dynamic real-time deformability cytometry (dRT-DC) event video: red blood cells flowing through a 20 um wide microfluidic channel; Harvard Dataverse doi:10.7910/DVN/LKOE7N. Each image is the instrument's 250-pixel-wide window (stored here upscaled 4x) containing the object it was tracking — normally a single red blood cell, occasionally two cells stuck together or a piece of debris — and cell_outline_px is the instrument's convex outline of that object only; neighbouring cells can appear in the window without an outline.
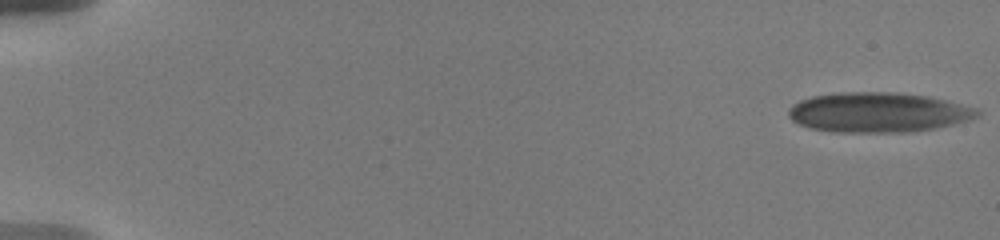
{"species": "human", "species_latin": "Homo sapiens", "temperature_condition": "warm", "stored_images_in_passage": 10, "camera_frame_rate_fps": 3000, "um_per_image_px": 0.085, "donor": {"sex": "male"}, "frame": {"image": 1, "passage_image": 1, "time_ms": 0.0, "image_size_px": [1000, 240], "cell_outline_px": [[980, 116], [968, 120], [952, 124], [932, 128], [908, 132], [840, 132], [812, 128], [800, 124], [792, 120], [788, 116], [788, 108], [792, 104], [800, 100], [812, 96], [840, 92], [888, 92], [928, 96], [976, 108], [980, 112]], "centroid_in_image_um": [74.61, 9.54], "position_along_channel_um": 10.4, "area_um2": 43.52}}
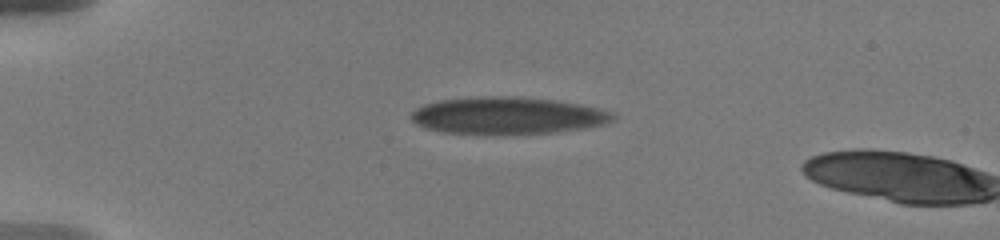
{"frame": {"image": 2, "passage_image": 8, "time_ms": 4.333, "image_size_px": [1000, 240], "cell_outline_px": [[612, 120], [600, 124], [580, 128], [556, 132], [440, 132], [416, 124], [412, 120], [412, 112], [416, 108], [424, 104], [440, 100], [476, 96], [508, 96], [552, 100], [576, 104], [596, 108], [612, 112]], "centroid_in_image_um": [43.05, 9.79], "position_along_channel_um": 41.9, "area_um2": 42.02}}